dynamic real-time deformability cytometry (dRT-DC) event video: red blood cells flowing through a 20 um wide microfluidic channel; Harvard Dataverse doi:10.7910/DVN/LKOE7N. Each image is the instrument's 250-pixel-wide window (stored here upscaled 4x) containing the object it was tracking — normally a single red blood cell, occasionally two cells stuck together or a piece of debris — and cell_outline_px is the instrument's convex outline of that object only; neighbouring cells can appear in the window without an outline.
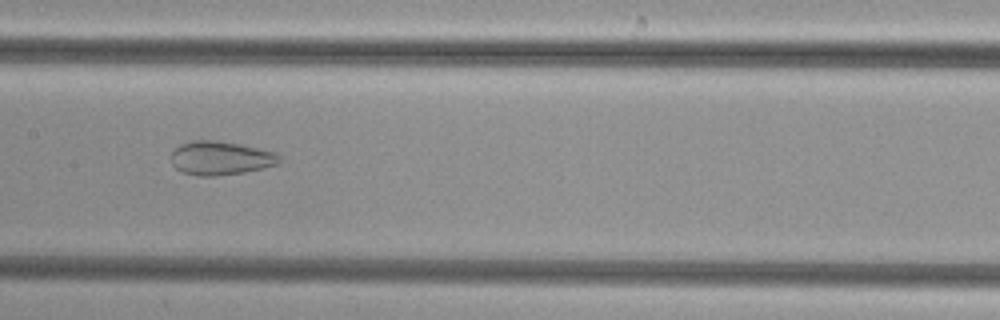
{"species": "common noctule bat (a hibernating species)", "species_latin": "Nyctalus noctula", "temperature_condition": "cold", "stored_images_in_passage": 45, "camera_frame_rate_fps": 3000, "um_per_image_px": 0.085, "animal": {"sex": "female", "body_mass_g": 29.2, "forearm_length_mm": 56.3}, "frame": {"image": 1, "passage_image": 20, "time_ms": 6.333, "image_size_px": [1000, 320], "cell_outline_px": [[280, 164], [264, 168], [244, 172], [216, 176], [200, 176], [180, 172], [172, 164], [172, 152], [180, 144], [192, 140], [216, 140], [240, 144], [276, 152], [280, 156]], "centroid_in_image_um": [18.76, 13.44], "position_along_channel_um": 188.6, "area_um2": 21.44}}
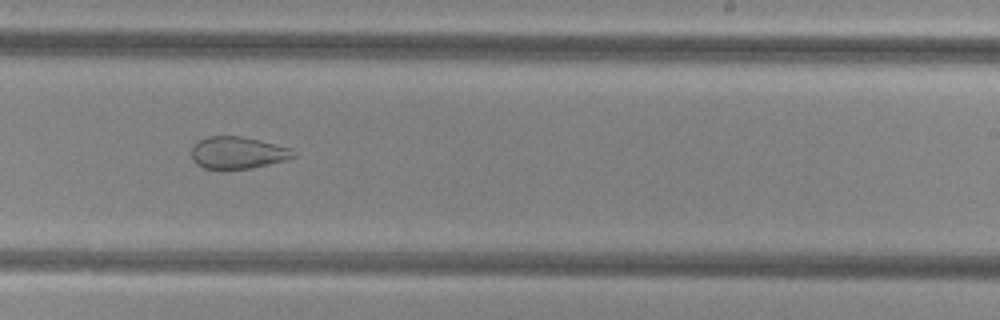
{"frame": {"image": 2, "passage_image": 26, "time_ms": 8.333, "image_size_px": [1000, 320], "cell_outline_px": [[296, 156], [284, 160], [252, 168], [204, 168], [196, 164], [192, 160], [192, 144], [196, 140], [208, 136], [244, 136], [292, 148]], "centroid_in_image_um": [20.17, 12.95], "position_along_channel_um": 268.8, "area_um2": 19.07}}
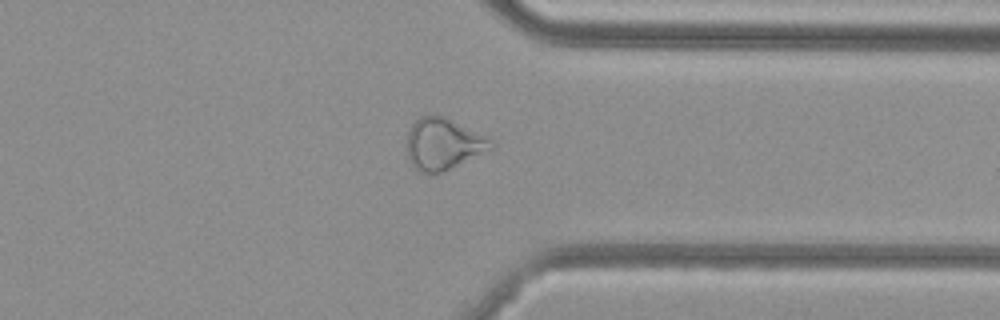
{"frame": {"image": 3, "passage_image": 34, "time_ms": 11.0, "image_size_px": [1000, 320], "cell_outline_px": [[492, 148], [440, 172], [424, 172], [416, 168], [412, 164], [408, 156], [408, 132], [412, 124], [420, 116], [444, 116], [488, 140]], "centroid_in_image_um": [37.58, 12.23], "position_along_channel_um": 373.8, "area_um2": 23.64}}